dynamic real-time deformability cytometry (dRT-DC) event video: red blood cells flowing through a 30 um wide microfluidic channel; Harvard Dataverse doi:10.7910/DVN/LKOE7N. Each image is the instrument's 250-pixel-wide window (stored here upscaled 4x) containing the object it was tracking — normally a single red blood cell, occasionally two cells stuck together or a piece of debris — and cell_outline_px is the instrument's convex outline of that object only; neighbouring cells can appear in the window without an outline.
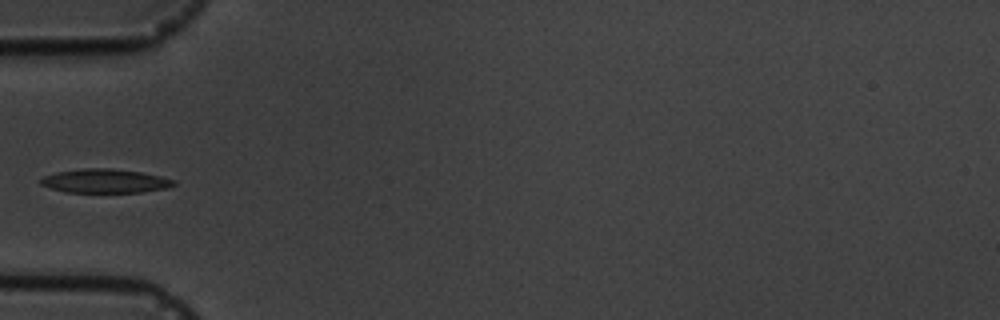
{"species": "common noctule bat (a hibernating species)", "species_latin": "Nyctalus noctula", "temperature_condition": "cold", "stored_images_in_passage": 6, "camera_frame_rate_fps": 3000, "um_per_image_px": 0.085, "animal": {"sex": "male", "body_mass_g": 19.5, "forearm_length_mm": 54.6}, "frame": {"image": 1, "passage_image": 6, "time_ms": 5.667, "image_size_px": [1000, 320], "cell_outline_px": [[176, 184], [168, 188], [140, 192], [68, 192], [52, 188], [40, 184], [40, 180], [44, 176], [56, 172], [84, 168], [112, 168], [140, 172], [160, 176], [176, 180]], "centroid_in_image_um": [8.96, 15.38], "position_along_channel_um": 76.0, "area_um2": 18.44}}